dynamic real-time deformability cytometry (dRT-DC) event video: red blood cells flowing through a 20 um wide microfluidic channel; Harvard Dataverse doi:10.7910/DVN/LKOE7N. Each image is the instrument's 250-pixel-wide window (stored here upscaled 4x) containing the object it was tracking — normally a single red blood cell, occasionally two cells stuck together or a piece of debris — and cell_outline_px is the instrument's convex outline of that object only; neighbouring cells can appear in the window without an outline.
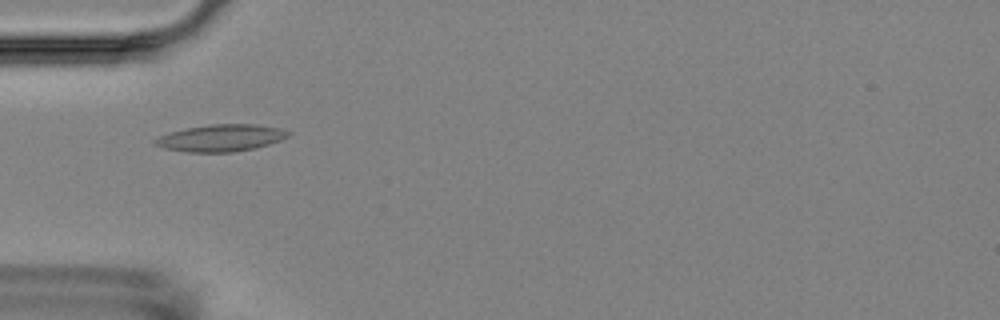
{"species": "Egyptian fruit bat (a non-hibernating species)", "species_latin": "Rousettus aegyptiacus", "temperature_condition": "room temperature", "stored_images_in_passage": 10, "camera_frame_rate_fps": 3000, "um_per_image_px": 0.085, "animal": {"sex": "female"}, "frame": {"image": 1, "passage_image": 4, "time_ms": 3.333, "image_size_px": [1000, 320], "cell_outline_px": [[292, 132], [288, 136], [280, 140], [256, 148], [232, 152], [188, 152], [164, 148], [152, 144], [152, 140], [160, 136], [172, 132], [188, 128], [208, 124], [256, 124], [280, 128]], "centroid_in_image_um": [18.78, 11.72], "position_along_channel_um": 66.2, "area_um2": 20.87}}
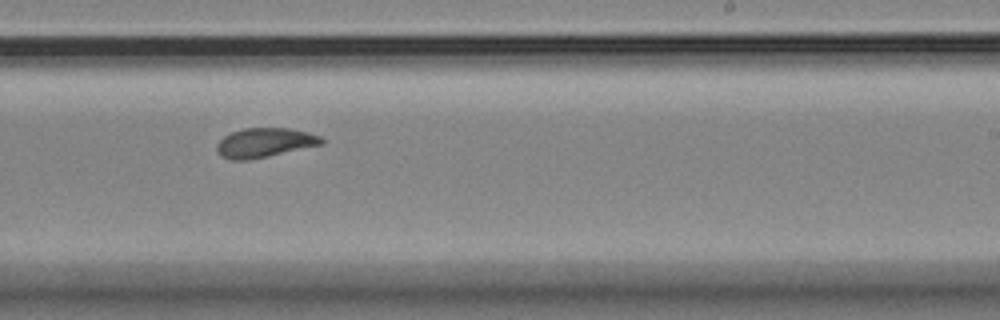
{"frame": {"image": 2, "passage_image": 9, "time_ms": 9.0, "image_size_px": [1000, 320], "cell_outline_px": [[324, 144], [268, 156], [248, 160], [232, 160], [220, 156], [216, 152], [216, 144], [228, 132], [244, 128], [292, 128], [308, 132], [320, 136], [324, 140]], "centroid_in_image_um": [22.47, 12.12], "position_along_channel_um": 266.5, "area_um2": 18.15}}
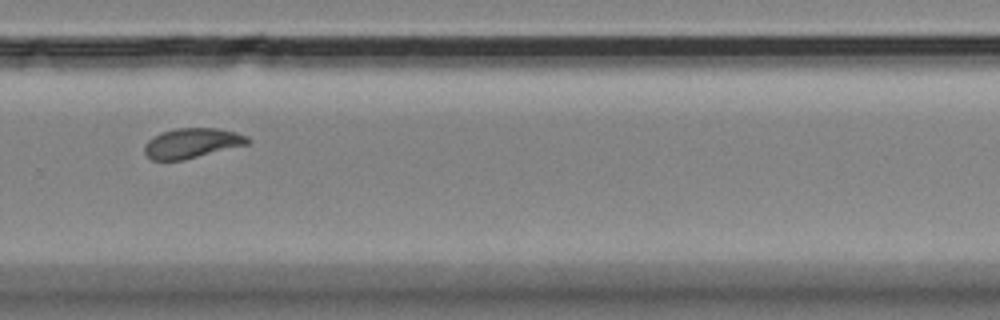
{"frame": {"image": 3, "passage_image": 10, "time_ms": 10.333, "image_size_px": [1000, 320], "cell_outline_px": [[252, 140], [248, 144], [184, 160], [152, 160], [144, 152], [144, 144], [152, 136], [160, 132], [176, 128], [216, 128], [236, 132], [248, 136]], "centroid_in_image_um": [16.31, 12.16], "position_along_channel_um": 313.5, "area_um2": 18.15}}